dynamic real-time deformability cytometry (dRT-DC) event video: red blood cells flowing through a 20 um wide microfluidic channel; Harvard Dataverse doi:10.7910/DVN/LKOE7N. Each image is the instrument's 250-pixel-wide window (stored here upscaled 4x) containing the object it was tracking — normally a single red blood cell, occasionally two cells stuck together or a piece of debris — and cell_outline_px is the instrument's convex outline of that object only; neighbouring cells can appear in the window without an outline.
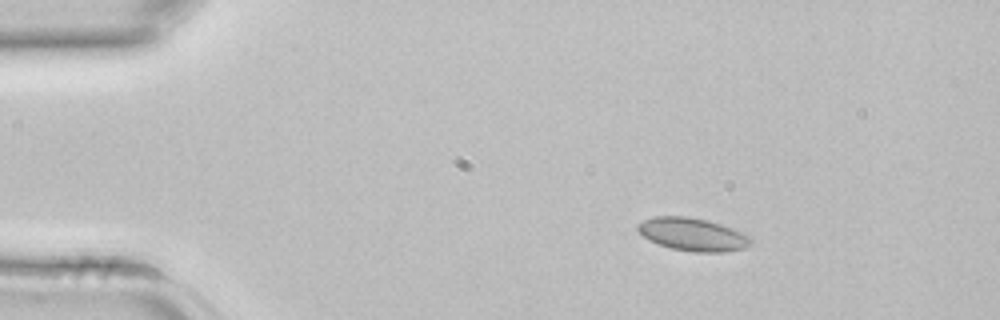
{"species": "common noctule bat (a hibernating species)", "species_latin": "Nyctalus noctula", "temperature_condition": "room temperature", "stored_images_in_passage": 4, "camera_frame_rate_fps": 3000, "um_per_image_px": 0.085, "animal": {"sex": "female", "body_mass_g": 22.7, "forearm_length_mm": 54.2}, "frame": {"image": 1, "passage_image": 1, "time_ms": 0.0, "image_size_px": [1000, 320], "cell_outline_px": [[752, 240], [744, 248], [724, 252], [692, 252], [672, 248], [660, 244], [644, 236], [636, 228], [636, 224], [644, 220], [656, 216], [688, 216], [708, 220], [744, 232]], "centroid_in_image_um": [58.88, 19.91], "position_along_channel_um": 26.1, "area_um2": 21.5}}
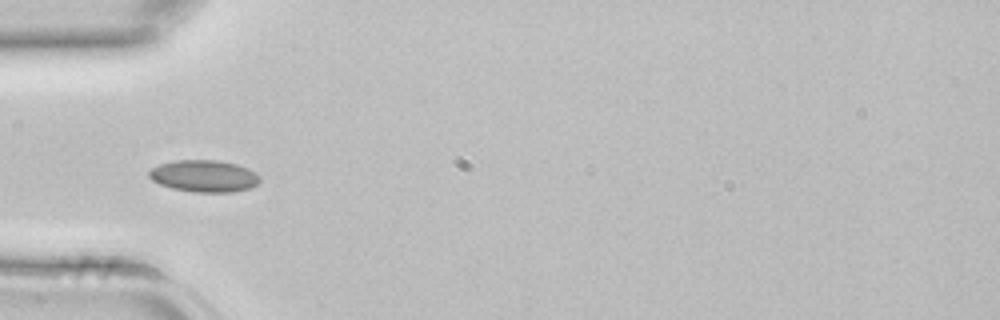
{"frame": {"image": 2, "passage_image": 3, "time_ms": 0.667, "image_size_px": [1000, 320], "cell_outline_px": [[260, 180], [256, 184], [248, 188], [232, 192], [192, 192], [172, 188], [160, 184], [152, 180], [148, 176], [148, 172], [152, 168], [160, 164], [176, 160], [220, 160], [236, 164], [248, 168], [260, 176]], "centroid_in_image_um": [17.33, 14.96], "position_along_channel_um": 67.7, "area_um2": 20.58}}